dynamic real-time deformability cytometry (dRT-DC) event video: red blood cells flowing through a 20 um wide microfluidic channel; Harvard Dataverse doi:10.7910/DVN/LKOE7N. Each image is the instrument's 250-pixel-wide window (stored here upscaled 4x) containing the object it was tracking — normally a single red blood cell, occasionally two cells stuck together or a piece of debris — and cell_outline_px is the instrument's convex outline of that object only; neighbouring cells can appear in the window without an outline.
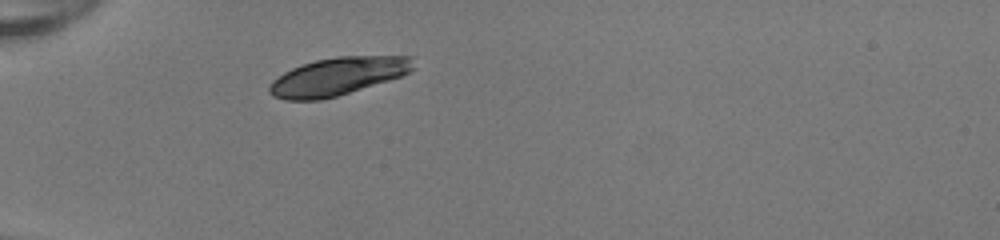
{"species": "human", "species_latin": "Homo sapiens", "temperature_condition": "room temperature", "stored_images_in_passage": 3, "camera_frame_rate_fps": 3000, "um_per_image_px": 0.085, "donor": {"sex": "female"}, "frame": {"image": 1, "passage_image": 2, "time_ms": 0.333, "image_size_px": [1000, 240], "cell_outline_px": [[392, 76], [328, 96], [284, 96], [280, 80], [284, 76], [308, 64], [324, 60], [364, 60]], "centroid_in_image_um": [28.07, 6.61], "position_along_channel_um": 56.9, "area_um2": 20.17}}